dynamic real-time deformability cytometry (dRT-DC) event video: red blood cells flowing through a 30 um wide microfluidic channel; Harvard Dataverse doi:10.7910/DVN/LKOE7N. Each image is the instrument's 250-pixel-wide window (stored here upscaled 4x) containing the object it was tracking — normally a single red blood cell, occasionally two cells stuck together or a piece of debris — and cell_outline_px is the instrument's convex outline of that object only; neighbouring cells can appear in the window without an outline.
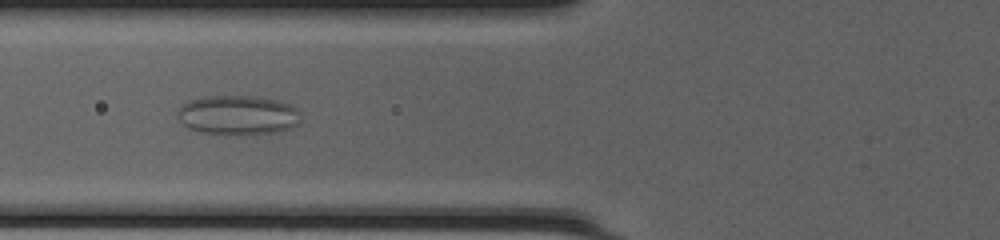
{"species": "common noctule bat (a hibernating species)", "species_latin": "Nyctalus noctula", "temperature_condition": "cold", "stored_images_in_passage": 52, "camera_frame_rate_fps": 3000, "um_per_image_px": 0.085, "animal": {"sex": "female", "body_mass_g": 20.0, "forearm_length_mm": 54.0}, "frame": {"image": 1, "passage_image": 22, "time_ms": 7.0, "image_size_px": [1000, 240], "cell_outline_px": [[300, 112], [296, 124], [288, 128], [276, 132], [236, 136], [200, 132], [188, 128], [176, 116], [176, 112], [188, 100], [204, 96], [256, 96], [276, 100], [288, 104], [296, 108]], "centroid_in_image_um": [20.16, 9.79], "position_along_channel_um": 105.6, "area_um2": 28.5}}
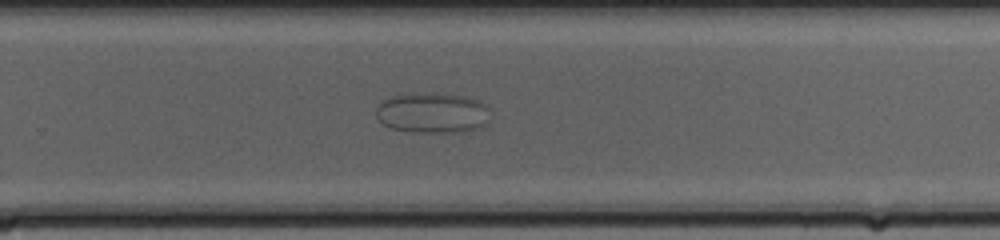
{"frame": {"image": 2, "passage_image": 36, "time_ms": 11.667, "image_size_px": [1000, 240], "cell_outline_px": [[492, 108], [488, 124], [480, 128], [460, 132], [412, 132], [392, 128], [384, 124], [376, 116], [376, 108], [384, 100], [392, 96], [412, 92], [436, 92], [464, 96], [480, 100], [488, 104]], "centroid_in_image_um": [36.85, 9.57], "position_along_channel_um": 293.0, "area_um2": 27.69}}
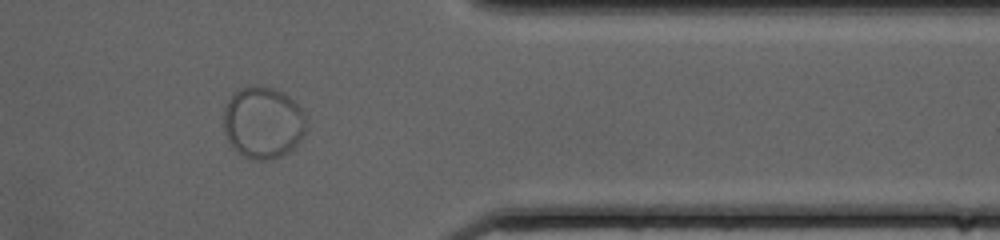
{"frame": {"image": 3, "passage_image": 44, "time_ms": 14.333, "image_size_px": [1000, 240], "cell_outline_px": [[308, 120], [304, 136], [288, 152], [280, 156], [264, 160], [256, 160], [244, 156], [228, 140], [224, 132], [224, 108], [228, 100], [240, 88], [272, 88], [284, 92], [300, 108]], "centroid_in_image_um": [22.38, 10.44], "position_along_channel_um": 389.0, "area_um2": 34.04}}